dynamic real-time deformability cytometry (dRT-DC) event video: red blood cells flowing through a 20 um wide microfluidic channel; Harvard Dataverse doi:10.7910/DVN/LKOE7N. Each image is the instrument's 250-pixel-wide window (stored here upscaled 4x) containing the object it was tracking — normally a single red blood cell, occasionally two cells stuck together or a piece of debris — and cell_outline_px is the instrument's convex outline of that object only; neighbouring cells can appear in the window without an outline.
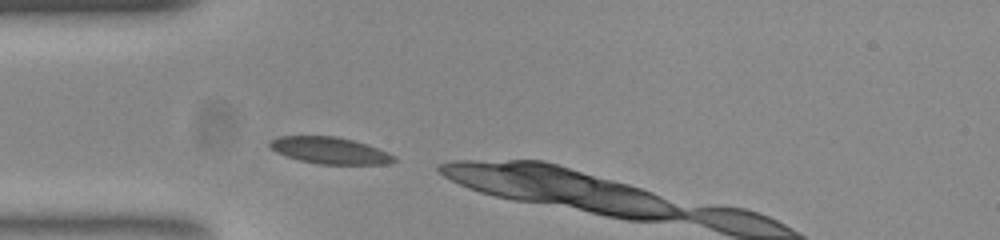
{"species": "common noctule bat (a hibernating species)", "species_latin": "Nyctalus noctula", "temperature_condition": "room temperature", "stored_images_in_passage": 5, "camera_frame_rate_fps": 3000, "um_per_image_px": 0.085, "animal": {"sex": "female", "body_mass_g": 23.0, "forearm_length_mm": 53.4}, "frame": {"image": 1, "passage_image": 1, "time_ms": 0.0, "image_size_px": [1000, 240], "cell_outline_px": [[396, 160], [388, 164], [316, 164], [300, 160], [276, 152], [268, 144], [268, 140], [280, 136], [336, 136], [368, 144], [388, 152], [396, 156]], "centroid_in_image_um": [28.05, 12.79], "position_along_channel_um": 56.9, "area_um2": 19.36}}
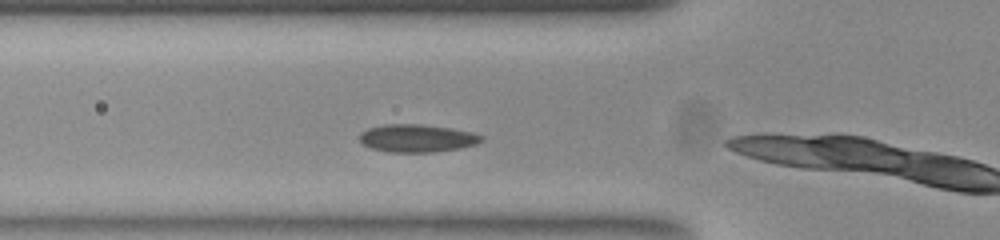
{"frame": {"image": 2, "passage_image": 4, "time_ms": 1.0, "image_size_px": [1000, 240], "cell_outline_px": [[484, 140], [476, 144], [460, 148], [432, 152], [388, 152], [372, 148], [364, 144], [360, 140], [360, 132], [368, 128], [384, 124], [420, 124], [452, 128], [472, 132], [484, 136]], "centroid_in_image_um": [35.47, 11.74], "position_along_channel_um": 90.3, "area_um2": 19.77}}